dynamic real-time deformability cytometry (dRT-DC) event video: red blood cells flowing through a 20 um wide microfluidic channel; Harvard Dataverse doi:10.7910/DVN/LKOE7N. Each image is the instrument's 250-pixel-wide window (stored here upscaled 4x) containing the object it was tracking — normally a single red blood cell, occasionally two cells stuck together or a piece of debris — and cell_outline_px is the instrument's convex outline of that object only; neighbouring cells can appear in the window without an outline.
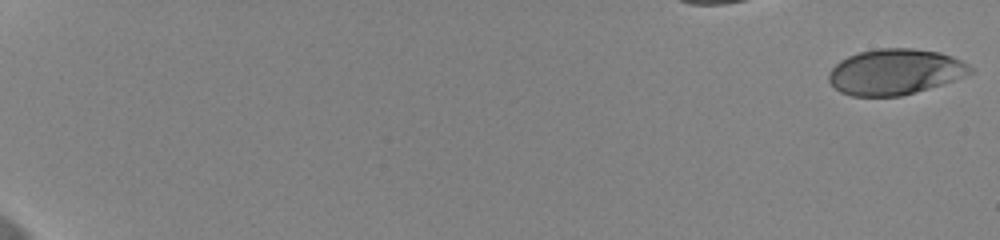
{"species": "human", "species_latin": "Homo sapiens", "temperature_condition": "cold", "stored_images_in_passage": 59, "camera_frame_rate_fps": 3000, "um_per_image_px": 0.085, "donor": {"sex": "female"}, "frame": {"image": 1, "passage_image": 1, "time_ms": 0.0, "image_size_px": [1000, 240], "cell_outline_px": [[976, 72], [928, 88], [900, 96], [852, 96], [840, 92], [828, 80], [828, 72], [840, 60], [848, 56], [860, 52], [876, 48], [912, 48], [940, 52], [952, 56], [968, 64]], "centroid_in_image_um": [76.07, 6.09], "position_along_channel_um": 8.9, "area_um2": 37.57}}
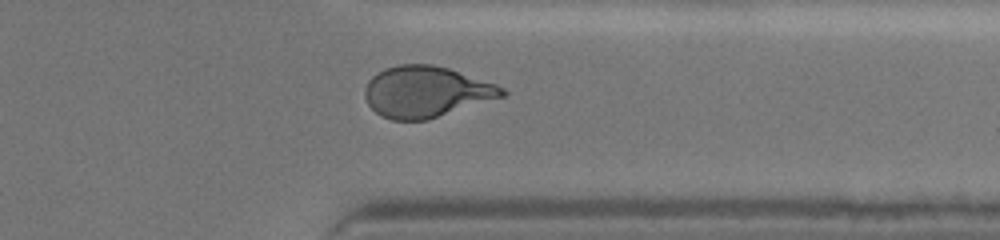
{"frame": {"image": 2, "passage_image": 49, "time_ms": 16.0, "image_size_px": [1000, 240], "cell_outline_px": [[508, 92], [504, 96], [428, 120], [392, 120], [380, 116], [368, 104], [364, 96], [364, 88], [368, 80], [376, 72], [384, 68], [400, 64], [432, 64], [448, 68], [496, 84], [504, 88]], "centroid_in_image_um": [36.19, 7.8], "position_along_channel_um": 375.2, "area_um2": 41.04}}
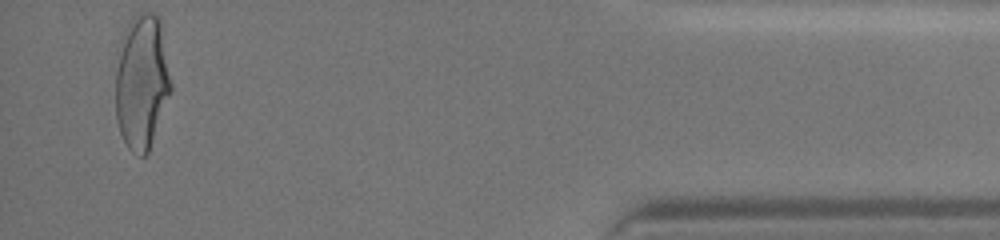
{"frame": {"image": 3, "passage_image": 57, "time_ms": 18.667, "image_size_px": [1000, 240], "cell_outline_px": [[172, 92], [148, 152], [144, 156], [140, 156], [132, 152], [128, 148], [120, 132], [116, 120], [116, 72], [120, 40], [128, 24], [140, 12], [152, 12], [160, 20], [172, 84]], "centroid_in_image_um": [12.06, 6.98], "position_along_channel_um": 423.1, "area_um2": 43.58}, "authors_computed_cell_mechanics": {"area_um2": 40.3444, "velocity_mm_per_s": 3.6475, "shape_relaxation_time_tau1_ms": 4.3597, "shape_relaxation_time_tau2_ms": 0.7845, "deformation_change_tau1": 0.1713, "deformation_change_tau2": 0.0657}}